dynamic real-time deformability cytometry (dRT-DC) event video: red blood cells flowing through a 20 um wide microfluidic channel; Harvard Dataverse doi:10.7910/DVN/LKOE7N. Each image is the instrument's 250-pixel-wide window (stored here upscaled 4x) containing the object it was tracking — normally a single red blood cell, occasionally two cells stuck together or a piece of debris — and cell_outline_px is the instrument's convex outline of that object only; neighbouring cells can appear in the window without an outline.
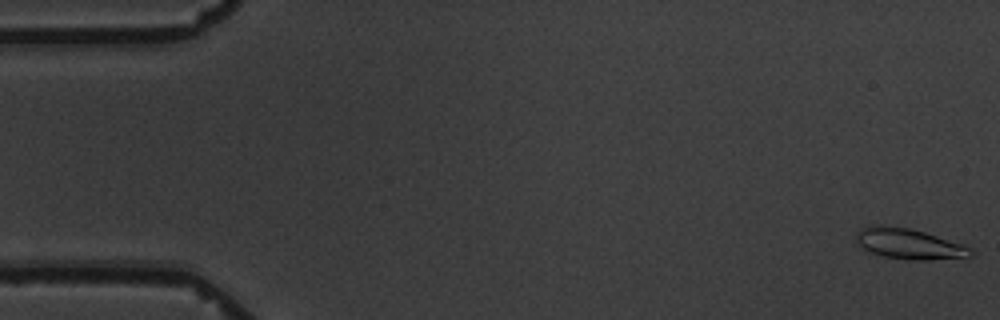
{"species": "common noctule bat (a hibernating species)", "species_latin": "Nyctalus noctula", "temperature_condition": "warm", "stored_images_in_passage": 6, "camera_frame_rate_fps": 3000, "um_per_image_px": 0.085, "animal": {"sex": "male", "body_mass_g": 19.5, "forearm_length_mm": 54.6}, "frame": {"image": 1, "passage_image": 1, "time_ms": 0.0, "image_size_px": [1000, 320], "cell_outline_px": [[972, 256], [928, 260], [908, 260], [884, 256], [868, 252], [856, 240], [856, 236], [860, 228], [868, 224], [880, 224], [908, 228], [924, 232], [964, 244], [972, 248]], "centroid_in_image_um": [77.25, 20.71], "position_along_channel_um": 7.8, "area_um2": 20.52}}